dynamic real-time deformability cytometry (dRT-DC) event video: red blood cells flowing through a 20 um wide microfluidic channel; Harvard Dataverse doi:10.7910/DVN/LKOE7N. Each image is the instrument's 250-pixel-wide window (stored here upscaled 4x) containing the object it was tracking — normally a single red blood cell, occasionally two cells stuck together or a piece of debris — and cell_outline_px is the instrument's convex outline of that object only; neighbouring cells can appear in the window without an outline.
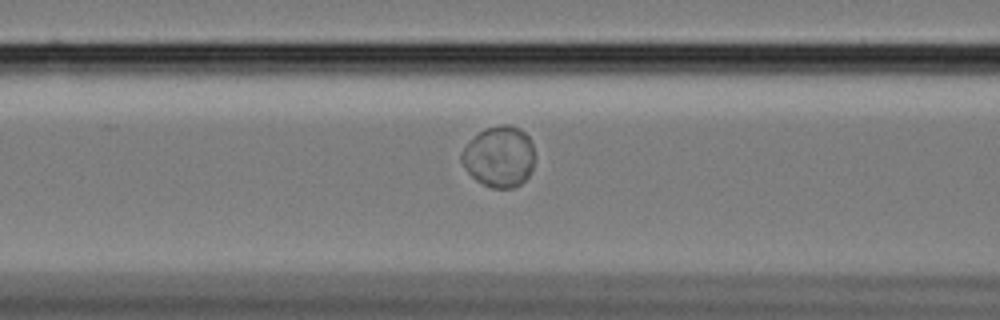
{"species": "Egyptian fruit bat (a non-hibernating species)", "species_latin": "Rousettus aegyptiacus", "temperature_condition": "cold", "stored_images_in_passage": 41, "segment_of_instrument_passage": [1, 2], "camera_frame_rate_fps": 3000, "um_per_image_px": 0.085, "animal": {"sex": "female"}, "frame": {"image": 1, "passage_image": 13, "time_ms": 4.0, "image_size_px": [1000, 320], "cell_outline_px": [[532, 168], [528, 176], [520, 184], [512, 188], [492, 188], [476, 180], [468, 172], [460, 160], [460, 152], [484, 128], [500, 124], [508, 124], [520, 128], [528, 136], [532, 144]], "centroid_in_image_um": [42.42, 13.3], "position_along_channel_um": 124.2, "area_um2": 25.72}}
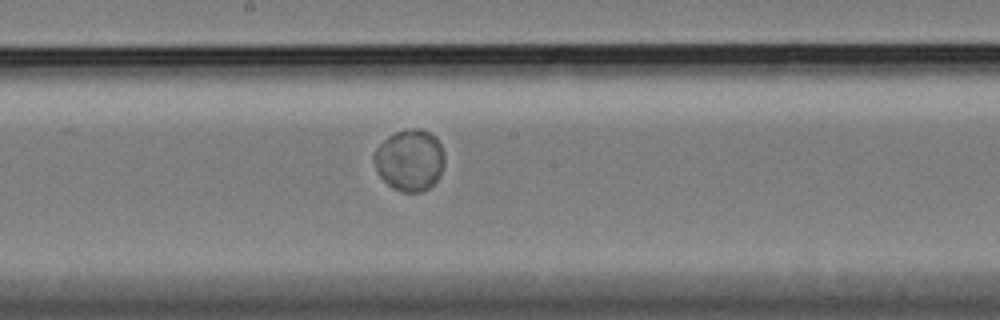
{"frame": {"image": 2, "passage_image": 21, "time_ms": 6.667, "image_size_px": [1000, 320], "cell_outline_px": [[444, 164], [440, 176], [428, 188], [420, 192], [400, 192], [392, 188], [380, 176], [372, 160], [372, 156], [376, 148], [388, 136], [396, 132], [412, 128], [420, 128], [436, 136], [440, 144], [444, 156]], "centroid_in_image_um": [34.81, 13.61], "position_along_channel_um": 213.4, "area_um2": 25.37}}
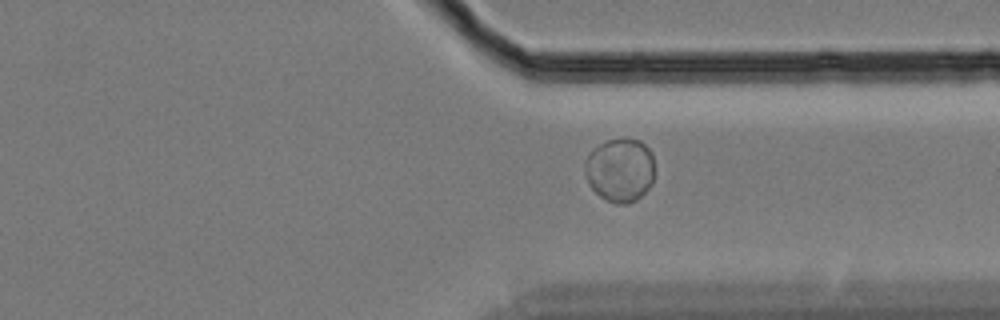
{"frame": {"image": 3, "passage_image": 34, "time_ms": 11.0, "image_size_px": [1000, 320], "cell_outline_px": [[652, 184], [636, 200], [624, 204], [616, 204], [600, 196], [588, 184], [588, 152], [600, 144], [608, 140], [640, 140], [652, 152]], "centroid_in_image_um": [52.73, 14.46], "position_along_channel_um": 358.7, "area_um2": 25.03}}